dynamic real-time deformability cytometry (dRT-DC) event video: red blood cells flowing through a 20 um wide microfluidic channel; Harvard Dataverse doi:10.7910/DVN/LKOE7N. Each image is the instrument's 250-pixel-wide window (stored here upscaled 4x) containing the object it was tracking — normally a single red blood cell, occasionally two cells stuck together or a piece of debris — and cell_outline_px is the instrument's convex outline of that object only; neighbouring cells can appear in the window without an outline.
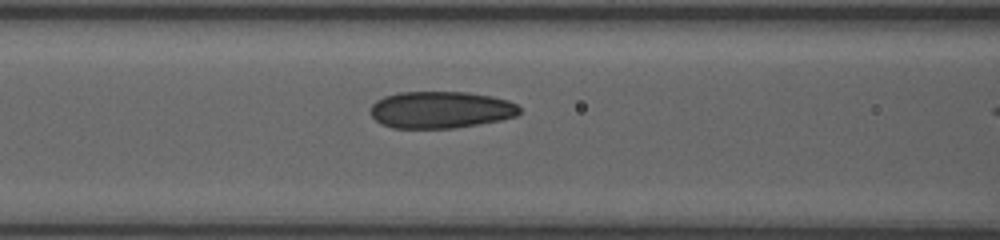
{"species": "human", "species_latin": "Homo sapiens", "temperature_condition": "room temperature", "stored_images_in_passage": 15, "camera_frame_rate_fps": 3000, "um_per_image_px": 0.085, "donor": {"sex": "female"}, "frame": {"image": 1, "passage_image": 14, "time_ms": 6.667, "image_size_px": [1000, 240], "cell_outline_px": [[520, 112], [516, 116], [500, 120], [480, 124], [452, 128], [392, 128], [380, 124], [368, 112], [372, 104], [376, 100], [384, 96], [400, 92], [468, 92], [492, 96], [508, 100], [516, 104], [520, 108]], "centroid_in_image_um": [37.43, 9.33], "position_along_channel_um": 129.2, "area_um2": 32.31}}